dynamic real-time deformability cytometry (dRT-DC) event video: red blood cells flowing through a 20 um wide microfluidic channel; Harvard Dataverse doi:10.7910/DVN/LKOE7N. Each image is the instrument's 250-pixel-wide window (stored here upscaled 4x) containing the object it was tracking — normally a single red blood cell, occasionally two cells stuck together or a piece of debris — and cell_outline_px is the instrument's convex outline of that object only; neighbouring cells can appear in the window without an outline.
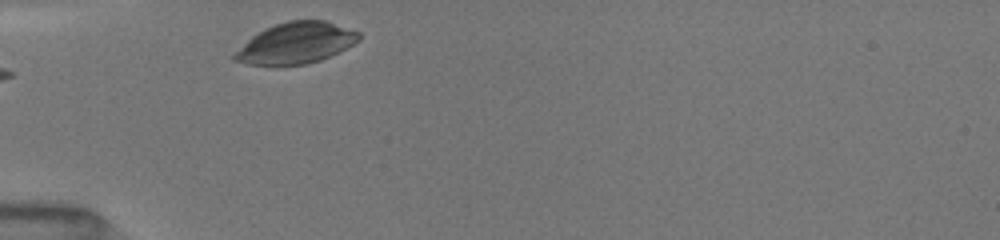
{"species": "common noctule bat (a hibernating species)", "species_latin": "Nyctalus noctula", "temperature_condition": "room temperature", "stored_images_in_passage": 21, "camera_frame_rate_fps": 3000, "um_per_image_px": 0.085, "animal": {"sex": "female", "body_mass_g": 19.5, "forearm_length_mm": 54.1}, "frame": {"image": 1, "passage_image": 1, "time_ms": 0.0, "image_size_px": [1000, 240], "cell_outline_px": [[360, 40], [320, 60], [304, 64], [248, 64], [232, 60], [232, 56], [252, 36], [264, 28], [288, 20], [324, 20], [360, 32]], "centroid_in_image_um": [25.15, 3.64], "position_along_channel_um": 59.9, "area_um2": 29.13}}